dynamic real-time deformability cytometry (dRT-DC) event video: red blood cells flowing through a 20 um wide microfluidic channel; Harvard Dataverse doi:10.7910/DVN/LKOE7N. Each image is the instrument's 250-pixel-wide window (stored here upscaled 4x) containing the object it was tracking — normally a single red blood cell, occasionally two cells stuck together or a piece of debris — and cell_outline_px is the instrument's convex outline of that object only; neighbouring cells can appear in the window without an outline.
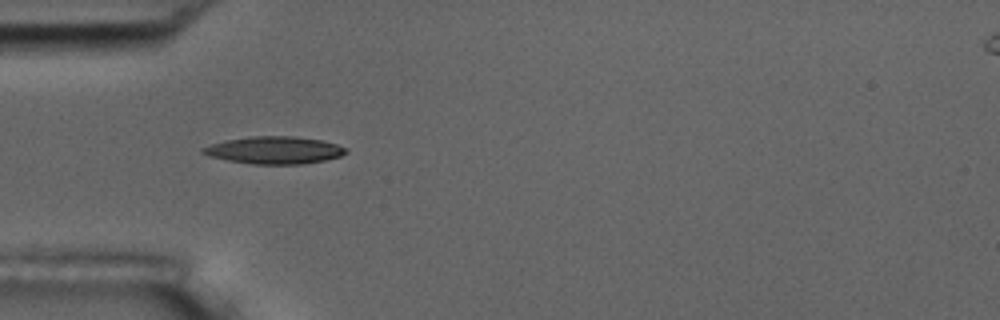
{"species": "common noctule bat (a hibernating species)", "species_latin": "Nyctalus noctula", "temperature_condition": "room temperature", "stored_images_in_passage": 25, "camera_frame_rate_fps": 3000, "um_per_image_px": 0.085, "animal": {"sex": "male", "body_mass_g": 17.5, "forearm_length_mm": 52.3}, "frame": {"image": 1, "passage_image": 4, "time_ms": 1.0, "image_size_px": [1000, 320], "cell_outline_px": [[348, 152], [340, 156], [324, 160], [300, 164], [252, 164], [228, 160], [208, 156], [200, 152], [200, 148], [224, 140], [252, 136], [296, 136], [320, 140], [336, 144], [344, 148]], "centroid_in_image_um": [23.27, 12.76], "position_along_channel_um": 61.7, "area_um2": 22.72}}
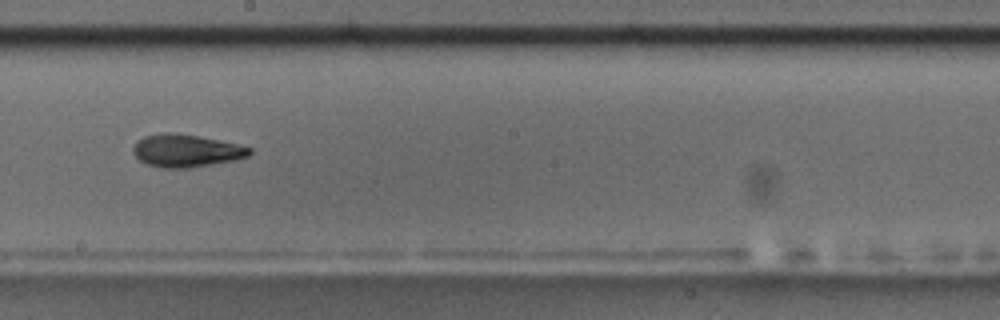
{"frame": {"image": 2, "passage_image": 18, "time_ms": 5.667, "image_size_px": [1000, 320], "cell_outline_px": [[252, 152], [248, 156], [236, 160], [192, 168], [160, 168], [148, 164], [140, 160], [132, 152], [132, 148], [136, 140], [144, 136], [164, 132], [196, 136], [236, 144], [252, 148]], "centroid_in_image_um": [15.8, 12.83], "position_along_channel_um": 232.4, "area_um2": 22.08}}